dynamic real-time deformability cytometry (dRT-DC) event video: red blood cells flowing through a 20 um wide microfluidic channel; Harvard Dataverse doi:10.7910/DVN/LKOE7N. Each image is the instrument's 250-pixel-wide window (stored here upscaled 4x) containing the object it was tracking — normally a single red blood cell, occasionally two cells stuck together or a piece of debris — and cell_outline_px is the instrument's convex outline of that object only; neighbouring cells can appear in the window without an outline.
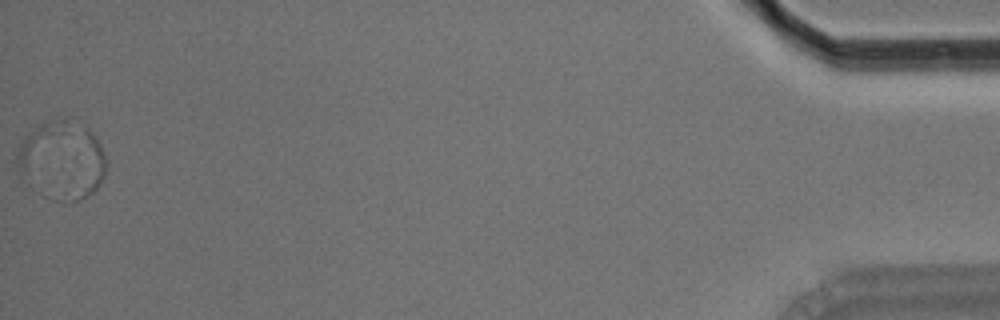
{"species": "Egyptian fruit bat (a non-hibernating species)", "species_latin": "Rousettus aegyptiacus", "temperature_condition": "room temperature", "stored_images_in_passage": 41, "segment_of_instrument_passage": [2, 2], "camera_frame_rate_fps": 3000, "um_per_image_px": 0.085, "animal": {"sex": "male"}, "frame": {"image": 1, "passage_image": 41, "time_ms": 13.333, "image_size_px": [1000, 320], "cell_outline_px": [[104, 176], [96, 188], [88, 196], [80, 200], [72, 200], [84, 128], [88, 128], [100, 144], [104, 156]], "centroid_in_image_um": [7.55, 14.17], "position_along_channel_um": 427.7, "area_um2": 10.58}}